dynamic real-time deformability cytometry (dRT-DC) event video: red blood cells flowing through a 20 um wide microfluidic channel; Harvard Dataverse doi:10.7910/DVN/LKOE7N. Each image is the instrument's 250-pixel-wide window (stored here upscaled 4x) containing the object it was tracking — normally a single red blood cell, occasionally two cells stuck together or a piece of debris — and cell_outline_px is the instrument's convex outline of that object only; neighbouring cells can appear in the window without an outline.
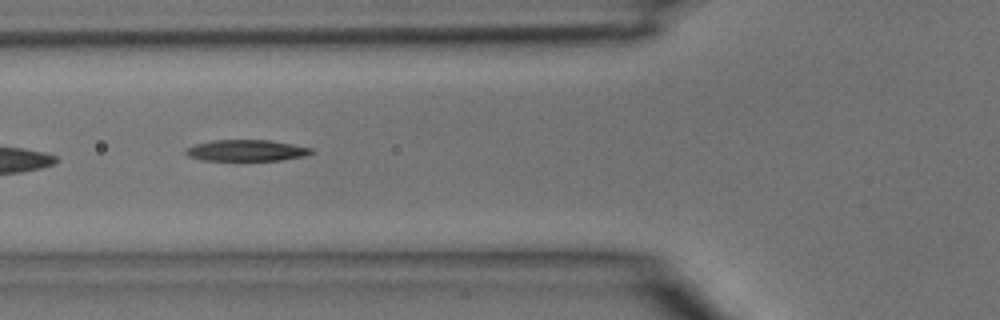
{"species": "common noctule bat (a hibernating species)", "species_latin": "Nyctalus noctula", "temperature_condition": "room temperature", "stored_images_in_passage": 4, "camera_frame_rate_fps": 3000, "um_per_image_px": 0.085, "animal": {"sex": "male", "body_mass_g": 15.6}, "frame": {"image": 1, "passage_image": 4, "time_ms": 1.0, "image_size_px": [1000, 320], "cell_outline_px": [[312, 152], [304, 156], [280, 160], [200, 160], [188, 156], [184, 152], [188, 148], [196, 144], [212, 140], [268, 140], [292, 144], [312, 148]], "centroid_in_image_um": [20.92, 12.79], "position_along_channel_um": 104.9, "area_um2": 15.37}}